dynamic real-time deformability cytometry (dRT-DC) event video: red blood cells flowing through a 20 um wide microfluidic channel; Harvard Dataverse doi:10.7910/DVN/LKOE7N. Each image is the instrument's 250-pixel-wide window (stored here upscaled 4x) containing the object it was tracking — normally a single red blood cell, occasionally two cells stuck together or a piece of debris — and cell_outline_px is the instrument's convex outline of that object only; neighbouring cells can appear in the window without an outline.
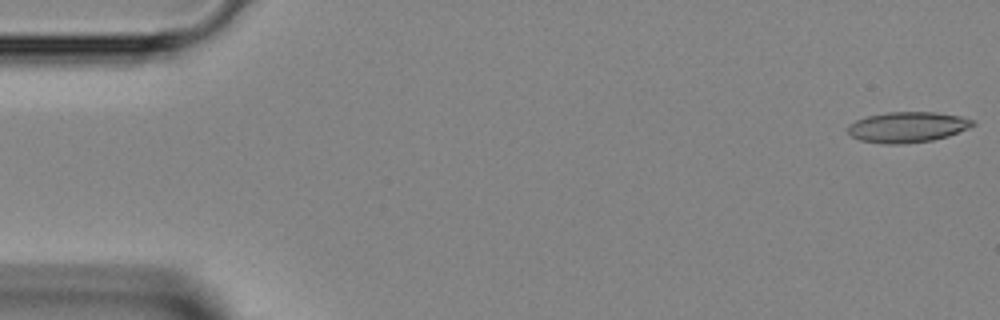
{"species": "Egyptian fruit bat (a non-hibernating species)", "species_latin": "Rousettus aegyptiacus", "temperature_condition": "room temperature", "stored_images_in_passage": 41, "camera_frame_rate_fps": 3000, "um_per_image_px": 0.085, "animal": {"sex": "female"}, "frame": {"image": 1, "passage_image": 1, "time_ms": 0.0, "image_size_px": [1000, 320], "cell_outline_px": [[976, 124], [968, 128], [948, 136], [932, 140], [900, 144], [884, 144], [860, 140], [852, 136], [848, 132], [848, 124], [856, 120], [868, 116], [888, 112], [936, 112], [960, 116], [972, 120]], "centroid_in_image_um": [77.12, 10.8], "position_along_channel_um": 7.9, "area_um2": 22.14}}
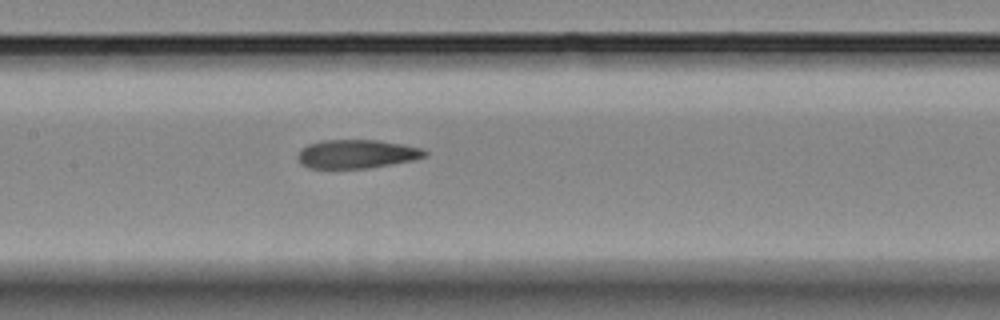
{"frame": {"image": 2, "passage_image": 21, "time_ms": 6.667, "image_size_px": [1000, 320], "cell_outline_px": [[428, 156], [412, 160], [368, 168], [308, 168], [300, 164], [296, 156], [300, 148], [308, 144], [320, 140], [376, 140], [404, 144], [424, 148], [428, 152]], "centroid_in_image_um": [30.31, 13.08], "position_along_channel_um": 177.1, "area_um2": 21.5}}
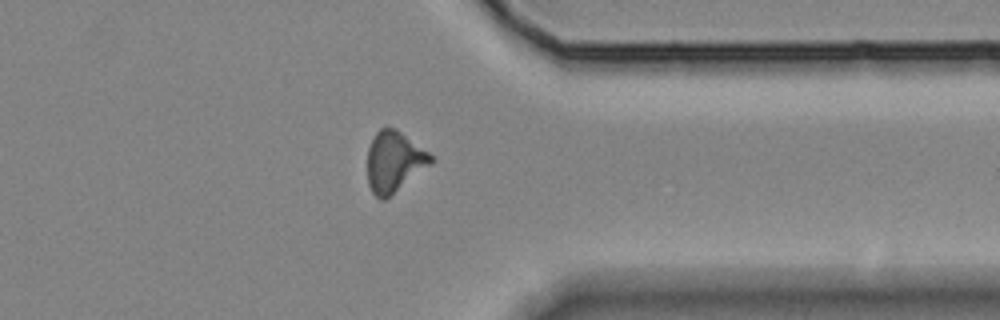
{"frame": {"image": 3, "passage_image": 35, "time_ms": 11.333, "image_size_px": [1000, 320], "cell_outline_px": [[436, 160], [432, 164], [384, 200], [380, 200], [372, 192], [368, 184], [368, 148], [376, 132], [380, 128], [396, 128], [428, 152]], "centroid_in_image_um": [33.51, 13.75], "position_along_channel_um": 377.9, "area_um2": 22.31}}